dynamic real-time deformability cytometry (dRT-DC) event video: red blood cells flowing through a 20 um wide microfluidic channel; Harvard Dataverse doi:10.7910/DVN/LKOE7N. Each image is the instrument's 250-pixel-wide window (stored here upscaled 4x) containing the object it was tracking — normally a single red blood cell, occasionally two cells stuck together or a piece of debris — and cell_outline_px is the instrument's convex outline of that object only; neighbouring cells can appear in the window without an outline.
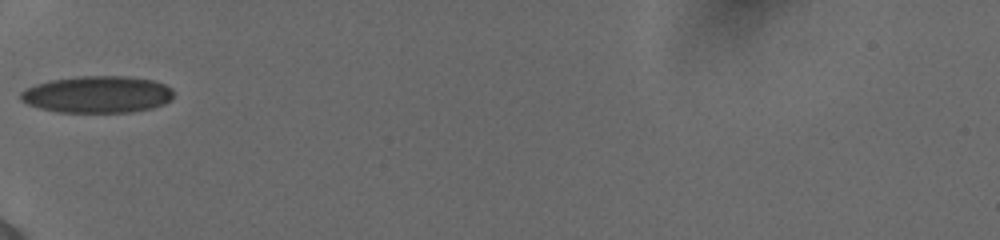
{"species": "human", "species_latin": "Homo sapiens", "temperature_condition": "cold", "stored_images_in_passage": 34, "camera_frame_rate_fps": 3000, "um_per_image_px": 0.085, "donor": {"sex": "female"}, "frame": {"image": 1, "passage_image": 1, "time_ms": 0.0, "image_size_px": [1000, 240], "cell_outline_px": [[172, 100], [164, 104], [152, 108], [132, 112], [56, 112], [40, 108], [28, 104], [20, 100], [20, 92], [36, 84], [52, 80], [80, 76], [124, 76], [152, 80], [164, 84], [172, 88]], "centroid_in_image_um": [8.29, 8.03], "position_along_channel_um": 76.7, "area_um2": 32.83}}
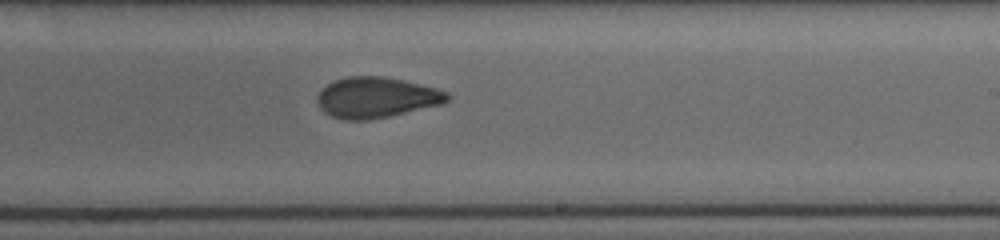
{"frame": {"image": 2, "passage_image": 15, "time_ms": 4.667, "image_size_px": [1000, 240], "cell_outline_px": [[452, 96], [444, 104], [388, 116], [368, 120], [344, 120], [332, 116], [324, 112], [320, 108], [316, 100], [316, 96], [328, 84], [336, 80], [348, 76], [384, 76], [404, 80], [436, 88], [448, 92]], "centroid_in_image_um": [32.01, 8.29], "position_along_channel_um": 257.0, "area_um2": 30.87}}
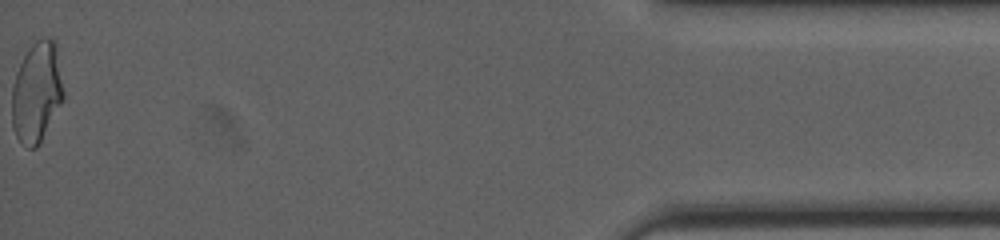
{"frame": {"image": 3, "passage_image": 34, "time_ms": 11.0, "image_size_px": [1000, 240], "cell_outline_px": [[64, 100], [40, 144], [36, 148], [28, 148], [16, 136], [12, 128], [12, 88], [16, 72], [28, 48], [36, 40], [44, 36], [48, 36], [56, 40], [64, 92]], "centroid_in_image_um": [3.14, 7.82], "position_along_channel_um": 432.1, "area_um2": 30.75}, "authors_computed_cell_mechanics": {"area_um2": 30.8941, "velocity_mm_per_s": 3.8906, "shape_relaxation_time_tau1_ms": 5.427, "shape_relaxation_time_tau2_ms": 1.4829, "deformation_change_tau1": 0.1618, "deformation_change_tau2": 0.0785}}